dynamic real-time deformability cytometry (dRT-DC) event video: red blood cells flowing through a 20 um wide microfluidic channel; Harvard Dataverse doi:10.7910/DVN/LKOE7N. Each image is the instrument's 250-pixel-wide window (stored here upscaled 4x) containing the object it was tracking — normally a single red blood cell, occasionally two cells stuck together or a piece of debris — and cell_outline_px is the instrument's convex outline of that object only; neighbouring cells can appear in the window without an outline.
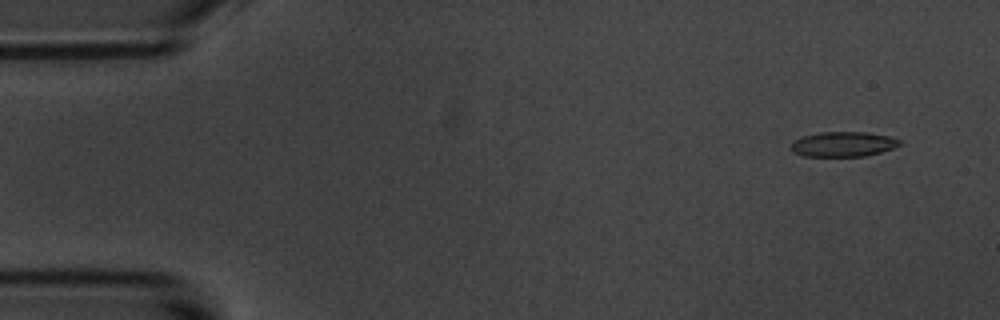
{"species": "common noctule bat (a hibernating species)", "species_latin": "Nyctalus noctula", "temperature_condition": "room temperature", "stored_images_in_passage": 7, "camera_frame_rate_fps": 3000, "um_per_image_px": 0.085, "animal": {"sex": "male", "body_mass_g": 20.1, "forearm_length_mm": 53.5}, "frame": {"image": 1, "passage_image": 2, "time_ms": 1.0, "image_size_px": [1000, 320], "cell_outline_px": [[900, 144], [892, 148], [880, 152], [864, 156], [804, 156], [792, 152], [788, 148], [792, 140], [804, 136], [820, 132], [868, 132], [888, 136], [900, 140]], "centroid_in_image_um": [71.59, 12.25], "position_along_channel_um": 13.4, "area_um2": 15.84}}
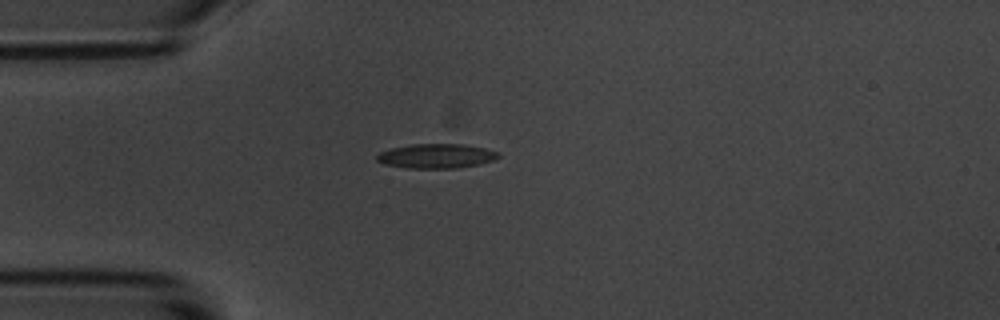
{"frame": {"image": 2, "passage_image": 5, "time_ms": 4.667, "image_size_px": [1000, 320], "cell_outline_px": [[500, 156], [492, 160], [480, 164], [456, 168], [404, 168], [384, 164], [376, 160], [376, 156], [380, 152], [392, 148], [412, 144], [464, 144], [484, 148], [500, 152]], "centroid_in_image_um": [37.08, 13.26], "position_along_channel_um": 47.9, "area_um2": 17.34}}